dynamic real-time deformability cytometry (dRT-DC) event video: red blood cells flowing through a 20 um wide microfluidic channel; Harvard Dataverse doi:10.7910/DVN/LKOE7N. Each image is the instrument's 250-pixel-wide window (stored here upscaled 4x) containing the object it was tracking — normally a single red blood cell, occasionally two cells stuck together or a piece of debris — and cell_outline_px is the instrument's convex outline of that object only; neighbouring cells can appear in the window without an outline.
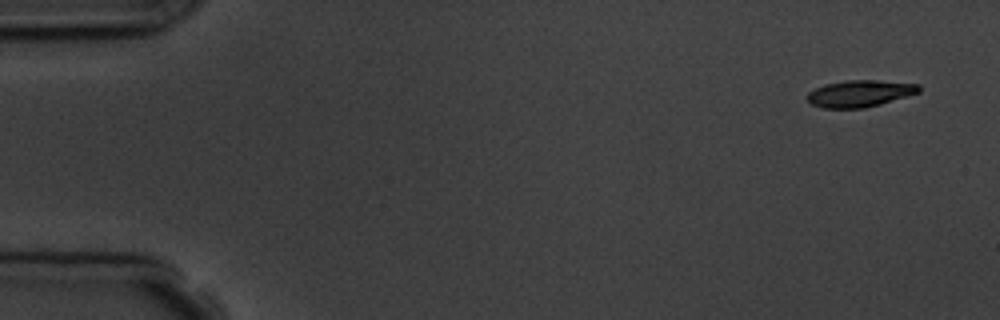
{"species": "common noctule bat (a hibernating species)", "species_latin": "Nyctalus noctula", "temperature_condition": "room temperature", "stored_images_in_passage": 5, "camera_frame_rate_fps": 3000, "um_per_image_px": 0.085, "animal": {"sex": "male", "body_mass_g": 19.5, "forearm_length_mm": 54.6}, "frame": {"image": 1, "passage_image": 1, "time_ms": 0.0, "image_size_px": [1000, 320], "cell_outline_px": [[920, 92], [880, 104], [864, 108], [824, 108], [812, 104], [804, 96], [808, 92], [824, 84], [848, 80], [880, 80], [920, 84]], "centroid_in_image_um": [73.08, 7.94], "position_along_channel_um": 11.9, "area_um2": 17.46}}
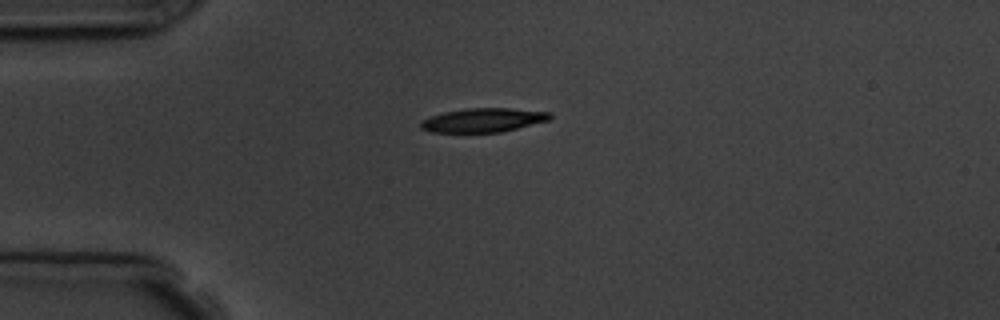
{"frame": {"image": 2, "passage_image": 4, "time_ms": 3.667, "image_size_px": [1000, 320], "cell_outline_px": [[552, 116], [548, 120], [500, 132], [432, 132], [420, 128], [420, 120], [444, 112], [464, 108], [508, 108], [552, 112]], "centroid_in_image_um": [41.05, 10.2], "position_along_channel_um": 44.0, "area_um2": 17.92}}